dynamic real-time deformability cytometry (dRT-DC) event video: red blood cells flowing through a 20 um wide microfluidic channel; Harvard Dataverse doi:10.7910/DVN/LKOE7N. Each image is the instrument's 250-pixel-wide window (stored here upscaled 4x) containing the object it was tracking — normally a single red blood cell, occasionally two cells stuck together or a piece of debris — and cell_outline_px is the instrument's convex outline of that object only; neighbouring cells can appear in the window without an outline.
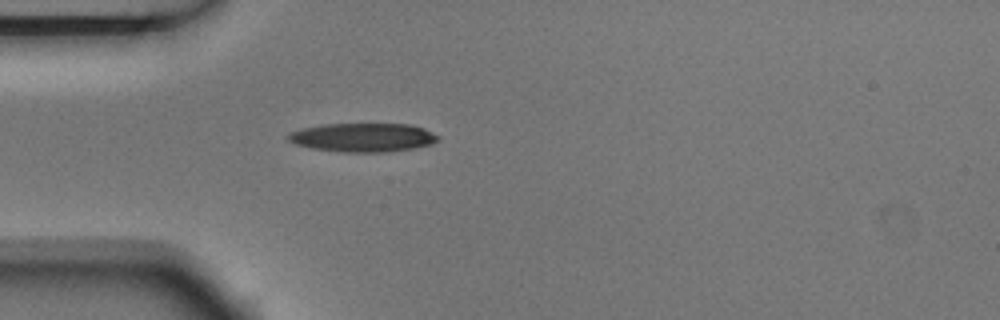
{"species": "Egyptian fruit bat (a non-hibernating species)", "species_latin": "Rousettus aegyptiacus", "temperature_condition": "room temperature", "stored_images_in_passage": 3, "camera_frame_rate_fps": 3000, "um_per_image_px": 0.085, "animal": {"sex": "male"}, "frame": {"image": 1, "passage_image": 3, "time_ms": 0.667, "image_size_px": [1000, 320], "cell_outline_px": [[440, 136], [432, 144], [412, 148], [388, 152], [344, 152], [312, 148], [296, 144], [288, 140], [288, 132], [300, 128], [324, 124], [408, 124], [424, 128]], "centroid_in_image_um": [30.83, 11.68], "position_along_channel_um": 54.2, "area_um2": 25.09}}